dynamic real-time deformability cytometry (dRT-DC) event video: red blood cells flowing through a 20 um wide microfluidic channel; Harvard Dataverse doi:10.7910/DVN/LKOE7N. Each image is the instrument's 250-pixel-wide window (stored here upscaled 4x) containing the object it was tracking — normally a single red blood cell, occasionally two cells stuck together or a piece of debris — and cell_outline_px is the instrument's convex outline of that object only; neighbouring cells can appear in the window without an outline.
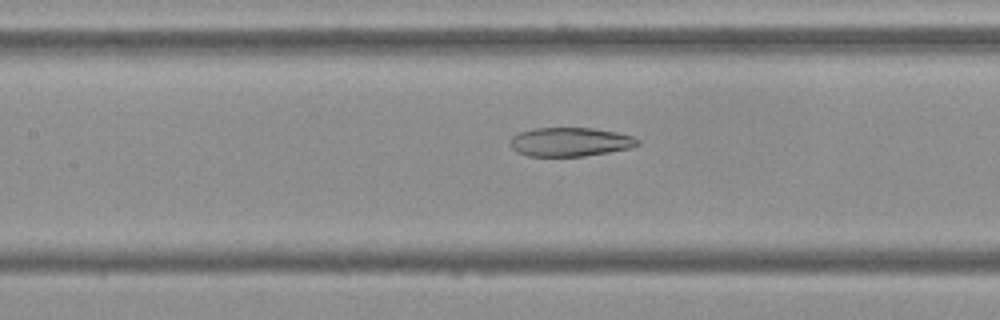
{"species": "Egyptian fruit bat (a non-hibernating species)", "species_latin": "Rousettus aegyptiacus", "temperature_condition": "cold", "stored_images_in_passage": 54, "camera_frame_rate_fps": 3000, "um_per_image_px": 0.085, "frame": {"image": 1, "passage_image": 24, "time_ms": 7.667, "image_size_px": [1000, 320], "cell_outline_px": [[640, 144], [632, 148], [584, 156], [528, 156], [516, 152], [512, 148], [512, 136], [520, 132], [532, 128], [592, 128], [616, 132], [632, 136], [640, 140]], "centroid_in_image_um": [48.49, 12.06], "position_along_channel_um": 158.9, "area_um2": 21.44}}
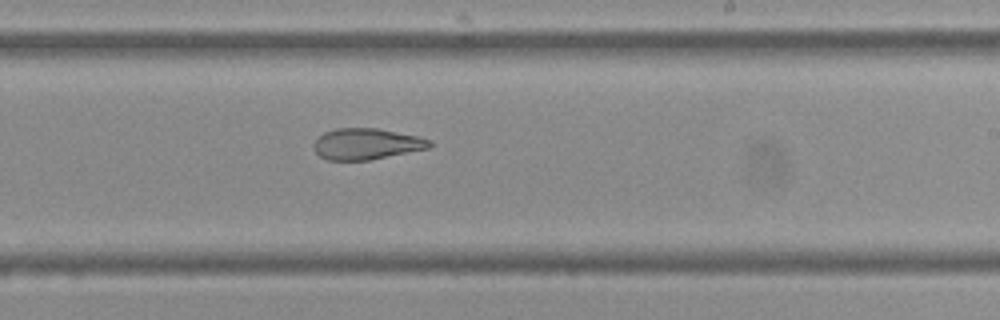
{"frame": {"image": 2, "passage_image": 32, "time_ms": 10.333, "image_size_px": [1000, 320], "cell_outline_px": [[432, 144], [428, 148], [368, 160], [328, 160], [320, 156], [312, 148], [312, 144], [324, 132], [336, 128], [376, 128], [416, 136], [432, 140]], "centroid_in_image_um": [31.11, 12.23], "position_along_channel_um": 257.9, "area_um2": 20.81}}
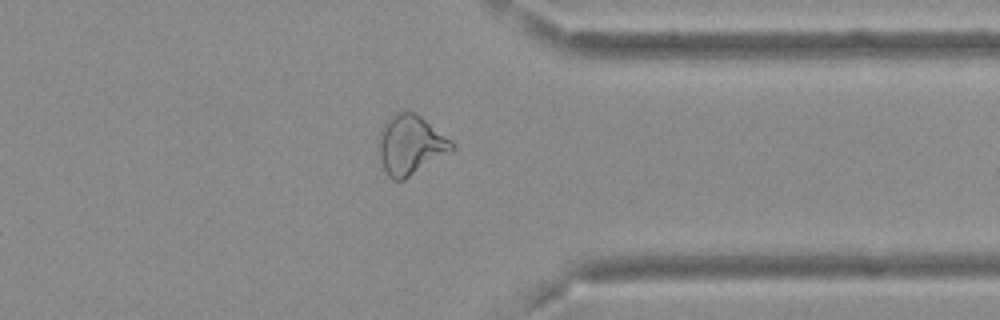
{"frame": {"image": 3, "passage_image": 42, "time_ms": 13.667, "image_size_px": [1000, 320], "cell_outline_px": [[456, 144], [452, 148], [404, 180], [392, 180], [388, 176], [380, 160], [380, 128], [392, 116], [400, 112], [412, 112], [420, 116], [452, 140]], "centroid_in_image_um": [34.87, 12.31], "position_along_channel_um": 376.5, "area_um2": 24.39}, "authors_computed_cell_mechanics": {"area_um2": 26.1256, "velocity_mm_per_s": 3.7215, "shape_relaxation_time_tau1_ms": null, "shape_relaxation_time_tau2_ms": 2.9102, "deformation_change_tau1": null, "deformation_change_tau2": 0.1134}}